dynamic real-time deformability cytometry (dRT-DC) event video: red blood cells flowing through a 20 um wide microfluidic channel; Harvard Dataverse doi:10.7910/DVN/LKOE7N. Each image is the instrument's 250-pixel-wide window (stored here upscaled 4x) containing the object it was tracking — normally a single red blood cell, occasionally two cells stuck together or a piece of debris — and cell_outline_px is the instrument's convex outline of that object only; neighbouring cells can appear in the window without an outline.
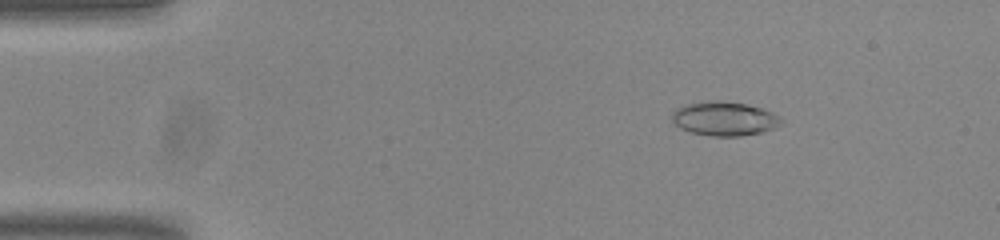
{"species": "common noctule bat (a hibernating species)", "species_latin": "Nyctalus noctula", "temperature_condition": "room temperature", "stored_images_in_passage": 48, "camera_frame_rate_fps": 3000, "um_per_image_px": 0.085, "animal": {"sex": "male", "body_mass_g": 20.0, "forearm_length_mm": 53.3}, "frame": {"image": 1, "passage_image": 2, "time_ms": 0.333, "image_size_px": [1000, 240], "cell_outline_px": [[780, 124], [772, 128], [760, 132], [740, 136], [712, 136], [692, 132], [680, 128], [672, 120], [672, 112], [676, 108], [688, 104], [720, 100], [724, 100], [748, 104], [772, 112], [780, 116]], "centroid_in_image_um": [61.56, 10.08], "position_along_channel_um": 23.4, "area_um2": 21.39}}
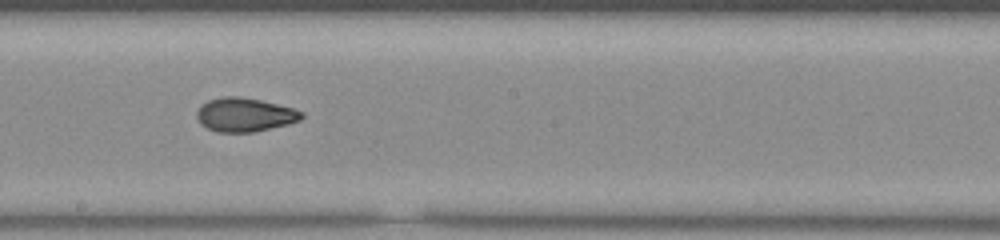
{"frame": {"image": 2, "passage_image": 24, "time_ms": 7.667, "image_size_px": [1000, 240], "cell_outline_px": [[304, 116], [300, 120], [288, 124], [252, 132], [216, 132], [200, 124], [196, 116], [196, 112], [200, 104], [208, 100], [224, 96], [240, 96], [260, 100], [292, 108], [304, 112]], "centroid_in_image_um": [20.77, 9.75], "position_along_channel_um": 227.4, "area_um2": 20.69}}
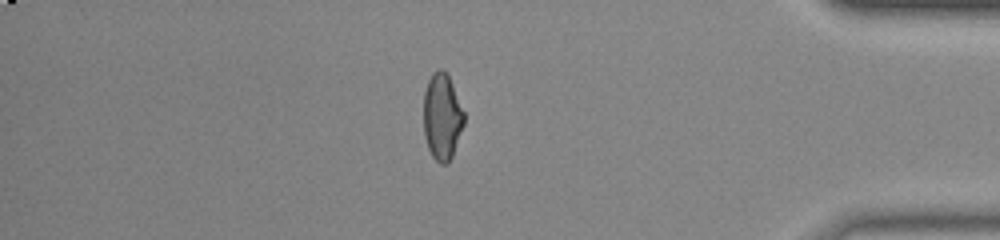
{"frame": {"image": 3, "passage_image": 40, "time_ms": 13.0, "image_size_px": [1000, 240], "cell_outline_px": [[464, 124], [452, 156], [448, 164], [440, 164], [432, 156], [428, 148], [424, 136], [424, 92], [428, 80], [432, 72], [440, 68], [448, 76], [452, 84], [464, 112]], "centroid_in_image_um": [37.57, 9.94], "position_along_channel_um": 397.6, "area_um2": 20.29}, "authors_computed_cell_mechanics": {"area_um2": 20.8947, "velocity_mm_per_s": 3.8364, "shape_relaxation_time_tau1_ms": null, "shape_relaxation_time_tau2_ms": 2.1529, "deformation_change_tau1": null, "deformation_change_tau2": 0.0802}}